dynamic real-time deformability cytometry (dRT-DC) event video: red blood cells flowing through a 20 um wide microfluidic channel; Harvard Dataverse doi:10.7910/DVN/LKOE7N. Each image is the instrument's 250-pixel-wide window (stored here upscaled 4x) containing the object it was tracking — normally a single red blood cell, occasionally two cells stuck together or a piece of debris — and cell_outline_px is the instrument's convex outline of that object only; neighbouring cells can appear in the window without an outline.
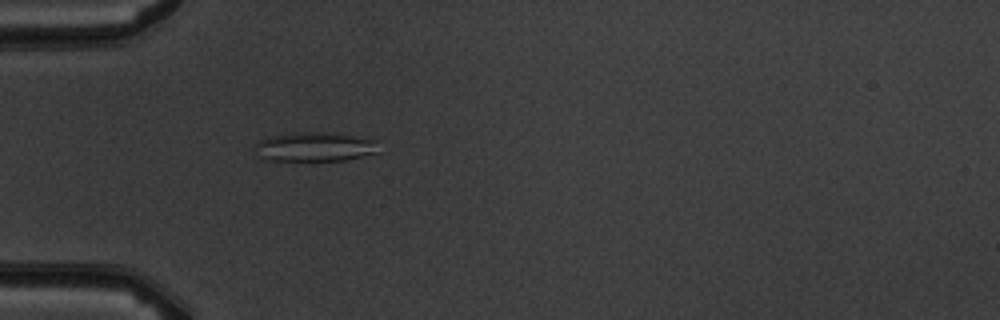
{"species": "common noctule bat (a hibernating species)", "species_latin": "Nyctalus noctula", "temperature_condition": "warm", "stored_images_in_passage": 2, "camera_frame_rate_fps": 3000, "um_per_image_px": 0.085, "animal": {"sex": "male", "body_mass_g": 19.5, "forearm_length_mm": 54.6}, "frame": {"image": 1, "passage_image": 2, "time_ms": 1.0, "image_size_px": [1000, 320], "cell_outline_px": [[380, 152], [344, 160], [264, 160], [256, 156], [252, 148], [260, 140], [272, 136], [300, 132], [324, 132], [364, 136], [380, 140]], "centroid_in_image_um": [26.82, 12.47], "position_along_channel_um": 58.2, "area_um2": 21.62}}